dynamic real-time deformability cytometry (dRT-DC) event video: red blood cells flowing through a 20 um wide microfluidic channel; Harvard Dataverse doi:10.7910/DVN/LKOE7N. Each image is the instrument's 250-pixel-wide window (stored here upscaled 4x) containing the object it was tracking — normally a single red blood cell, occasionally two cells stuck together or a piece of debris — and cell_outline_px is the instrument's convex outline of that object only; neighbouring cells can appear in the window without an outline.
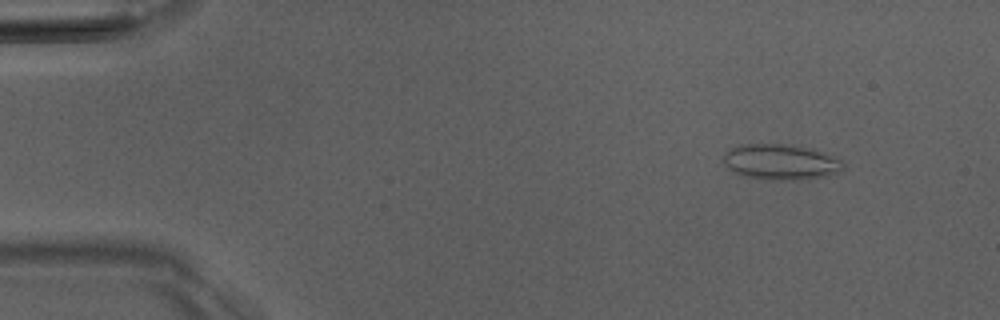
{"species": "Egyptian fruit bat (a non-hibernating species)", "species_latin": "Rousettus aegyptiacus", "temperature_condition": "room temperature", "stored_images_in_passage": 6, "camera_frame_rate_fps": 3000, "um_per_image_px": 0.085, "animal": {"sex": "male"}, "frame": {"image": 1, "passage_image": 1, "time_ms": 0.0, "image_size_px": [1000, 320], "cell_outline_px": [[844, 168], [840, 172], [824, 176], [784, 180], [772, 180], [744, 176], [728, 168], [724, 164], [724, 152], [732, 148], [744, 144], [780, 144], [820, 152], [840, 160], [844, 164]], "centroid_in_image_um": [66.3, 13.78], "position_along_channel_um": 18.7, "area_um2": 23.99}}